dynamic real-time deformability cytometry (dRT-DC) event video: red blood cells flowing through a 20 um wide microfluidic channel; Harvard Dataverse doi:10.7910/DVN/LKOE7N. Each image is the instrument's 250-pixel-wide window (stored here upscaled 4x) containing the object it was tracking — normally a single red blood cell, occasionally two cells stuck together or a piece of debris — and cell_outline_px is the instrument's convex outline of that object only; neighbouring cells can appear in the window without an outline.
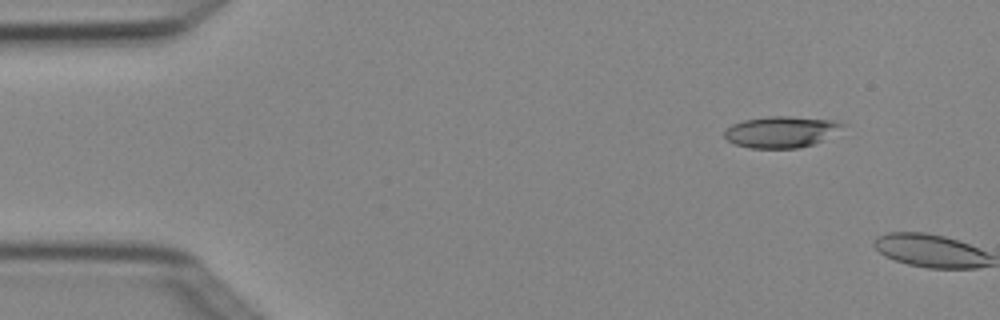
{"species": "Egyptian fruit bat (a non-hibernating species)", "species_latin": "Rousettus aegyptiacus", "temperature_condition": "cold", "stored_images_in_passage": 3, "camera_frame_rate_fps": 3000, "um_per_image_px": 0.085, "animal": {"sex": "female"}, "frame": {"image": 1, "passage_image": 2, "time_ms": 0.333, "image_size_px": [1000, 320], "cell_outline_px": [[848, 124], [820, 140], [812, 144], [800, 148], [748, 148], [736, 144], [728, 140], [724, 136], [724, 132], [732, 124], [744, 120], [768, 116], [788, 116], [836, 120]], "centroid_in_image_um": [66.38, 11.2], "position_along_channel_um": 18.6, "area_um2": 21.33}}